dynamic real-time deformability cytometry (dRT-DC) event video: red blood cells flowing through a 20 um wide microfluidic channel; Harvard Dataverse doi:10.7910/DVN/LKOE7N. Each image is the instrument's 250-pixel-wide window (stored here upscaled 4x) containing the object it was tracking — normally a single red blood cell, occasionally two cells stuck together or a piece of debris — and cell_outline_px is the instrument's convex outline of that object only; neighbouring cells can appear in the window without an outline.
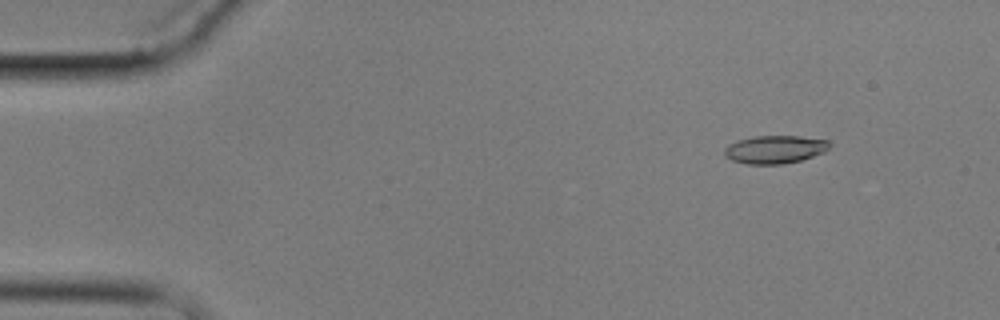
{"species": "common noctule bat (a hibernating species)", "species_latin": "Nyctalus noctula", "temperature_condition": "cold", "stored_images_in_passage": 4, "camera_frame_rate_fps": 3000, "um_per_image_px": 0.085, "animal": {"sex": "male", "body_mass_g": 17.9}, "frame": {"image": 1, "passage_image": 2, "time_ms": 1.333, "image_size_px": [1000, 320], "cell_outline_px": [[832, 144], [824, 152], [800, 160], [784, 164], [748, 164], [732, 160], [724, 156], [724, 148], [728, 144], [740, 140], [756, 136], [800, 136], [828, 140]], "centroid_in_image_um": [65.87, 12.7], "position_along_channel_um": 19.1, "area_um2": 17.11}}